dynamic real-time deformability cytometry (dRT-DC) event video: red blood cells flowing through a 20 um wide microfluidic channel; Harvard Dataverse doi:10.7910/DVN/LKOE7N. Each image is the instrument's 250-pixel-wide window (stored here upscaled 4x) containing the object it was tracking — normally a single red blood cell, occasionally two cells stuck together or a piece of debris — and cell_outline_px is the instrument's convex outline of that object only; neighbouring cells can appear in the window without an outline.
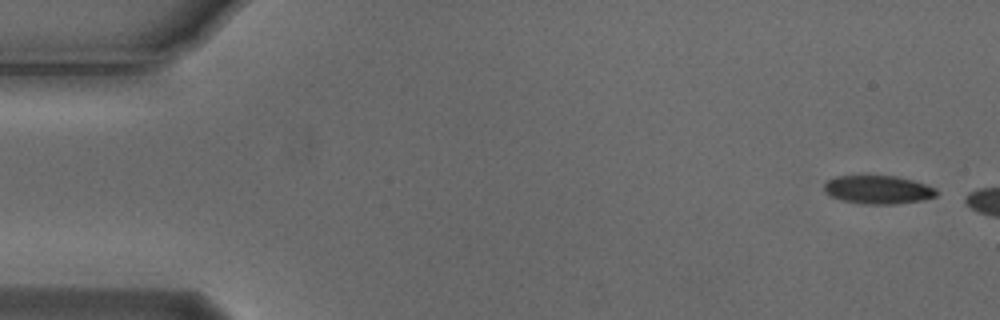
{"species": "Egyptian fruit bat (a non-hibernating species)", "species_latin": "Rousettus aegyptiacus", "temperature_condition": "cold", "stored_images_in_passage": 3, "camera_frame_rate_fps": 3000, "um_per_image_px": 0.085, "animal": {"sex": "male"}, "frame": {"image": 1, "passage_image": 1, "time_ms": 0.0, "image_size_px": [1000, 320], "cell_outline_px": [[936, 196], [924, 200], [896, 204], [860, 204], [840, 200], [828, 196], [824, 192], [824, 184], [828, 180], [836, 176], [896, 176], [912, 180], [936, 188]], "centroid_in_image_um": [74.59, 16.14], "position_along_channel_um": 10.4, "area_um2": 18.73}}